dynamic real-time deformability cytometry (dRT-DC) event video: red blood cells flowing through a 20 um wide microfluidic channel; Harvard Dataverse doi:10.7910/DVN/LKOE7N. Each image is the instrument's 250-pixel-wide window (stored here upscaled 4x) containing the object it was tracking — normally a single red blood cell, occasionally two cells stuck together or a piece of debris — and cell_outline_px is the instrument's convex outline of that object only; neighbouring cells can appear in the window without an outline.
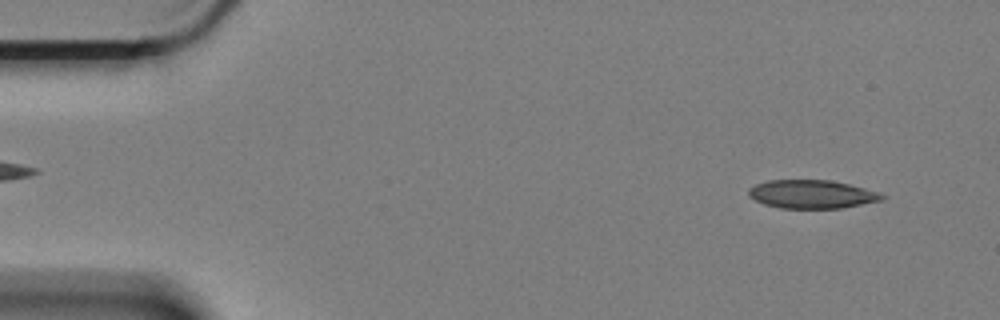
{"species": "Egyptian fruit bat (a non-hibernating species)", "species_latin": "Rousettus aegyptiacus", "temperature_condition": "cold", "stored_images_in_passage": 9, "camera_frame_rate_fps": 3000, "um_per_image_px": 0.085, "animal": {"sex": "female"}, "frame": {"image": 1, "passage_image": 4, "time_ms": 1.0, "image_size_px": [1000, 320], "cell_outline_px": [[888, 196], [884, 200], [840, 208], [780, 208], [764, 204], [748, 196], [748, 188], [756, 184], [768, 180], [832, 180], [864, 188]], "centroid_in_image_um": [69.0, 16.5], "position_along_channel_um": 16.0, "area_um2": 22.08}}